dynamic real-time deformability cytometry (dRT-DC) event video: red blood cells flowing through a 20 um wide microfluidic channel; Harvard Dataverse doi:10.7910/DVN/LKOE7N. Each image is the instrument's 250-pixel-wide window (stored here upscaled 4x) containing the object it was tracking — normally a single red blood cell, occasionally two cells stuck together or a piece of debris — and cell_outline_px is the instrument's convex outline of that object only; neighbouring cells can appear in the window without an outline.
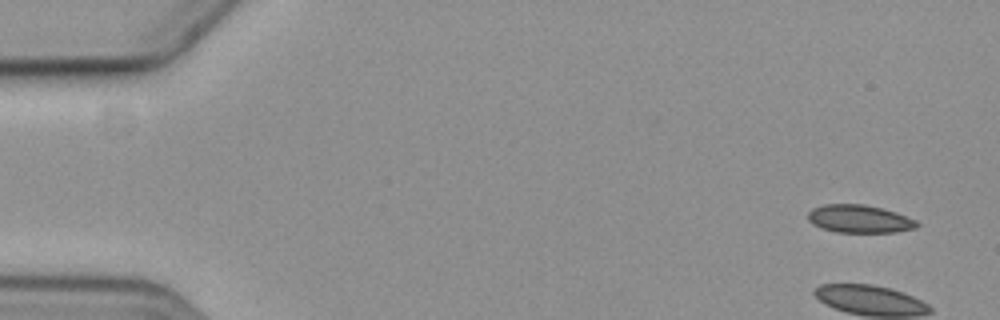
{"species": "common noctule bat (a hibernating species)", "species_latin": "Nyctalus noctula", "temperature_condition": "cold", "stored_images_in_passage": 4, "camera_frame_rate_fps": 3000, "um_per_image_px": 0.085, "animal": {"sex": "female", "body_mass_g": 19.3, "forearm_length_mm": 54.1}, "frame": {"image": 1, "passage_image": 1, "time_ms": 0.0, "image_size_px": [1000, 320], "cell_outline_px": [[920, 224], [916, 228], [896, 232], [836, 232], [820, 228], [812, 224], [808, 220], [808, 212], [812, 208], [824, 204], [864, 204], [896, 212], [916, 220]], "centroid_in_image_um": [73.03, 18.61], "position_along_channel_um": 12.0, "area_um2": 17.8}}